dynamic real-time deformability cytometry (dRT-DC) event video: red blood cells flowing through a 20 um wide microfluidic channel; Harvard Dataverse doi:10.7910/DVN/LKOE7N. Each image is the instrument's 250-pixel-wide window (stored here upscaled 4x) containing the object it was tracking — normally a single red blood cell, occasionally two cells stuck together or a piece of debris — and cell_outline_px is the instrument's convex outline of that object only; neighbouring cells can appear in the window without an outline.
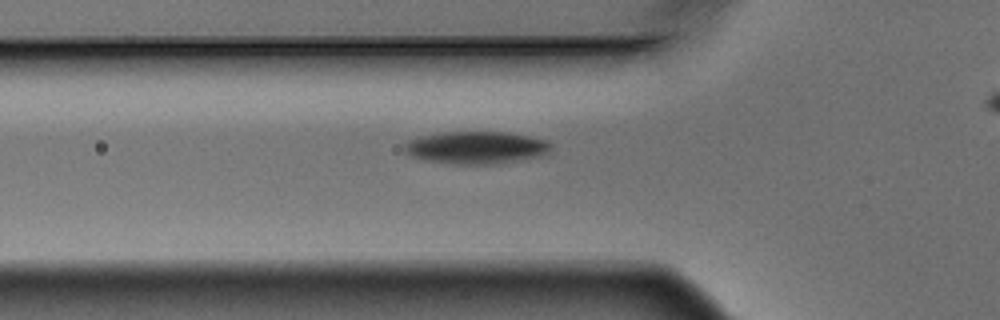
{"species": "Egyptian fruit bat (a non-hibernating species)", "species_latin": "Rousettus aegyptiacus", "temperature_condition": "warm", "stored_images_in_passage": 7, "segment_of_instrument_passage": [2, 2], "camera_frame_rate_fps": 3000, "um_per_image_px": 0.085, "animal": {"sex": "male"}, "frame": {"image": 1, "passage_image": 7, "time_ms": 2.0, "image_size_px": [1000, 320], "cell_outline_px": [[552, 148], [544, 156], [492, 164], [456, 164], [424, 160], [412, 156], [404, 152], [400, 148], [408, 140], [420, 136], [444, 132], [504, 132], [528, 136], [548, 140], [552, 144]], "centroid_in_image_um": [40.46, 12.54], "position_along_channel_um": 85.3, "area_um2": 27.92}}